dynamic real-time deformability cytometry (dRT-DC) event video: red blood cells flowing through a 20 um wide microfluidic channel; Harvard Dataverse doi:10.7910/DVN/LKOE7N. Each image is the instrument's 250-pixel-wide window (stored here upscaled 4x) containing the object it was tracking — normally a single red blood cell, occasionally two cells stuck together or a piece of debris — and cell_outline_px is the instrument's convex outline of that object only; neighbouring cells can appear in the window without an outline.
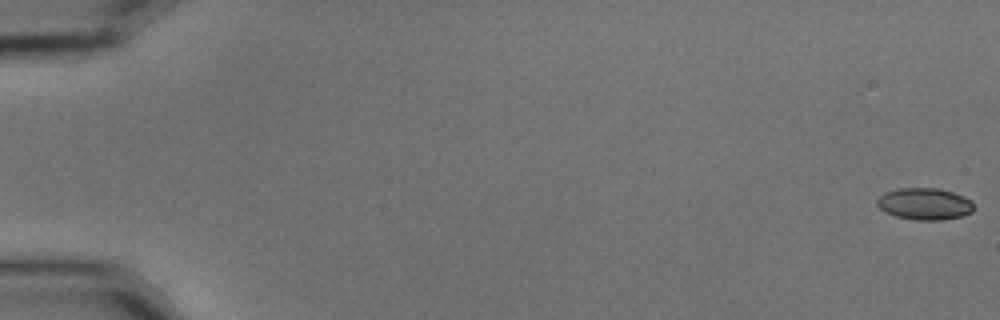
{"species": "common noctule bat (a hibernating species)", "species_latin": "Nyctalus noctula", "temperature_condition": "cold", "stored_images_in_passage": 58, "camera_frame_rate_fps": 3000, "um_per_image_px": 0.085, "animal": {"sex": "male", "body_mass_g": 15.6}, "frame": {"image": 1, "passage_image": 1, "time_ms": 0.0, "image_size_px": [1000, 320], "cell_outline_px": [[972, 212], [964, 216], [944, 220], [912, 220], [896, 216], [880, 208], [876, 204], [876, 200], [884, 192], [900, 188], [940, 188], [964, 196], [972, 200]], "centroid_in_image_um": [78.61, 17.33], "position_along_channel_um": 6.4, "area_um2": 18.03}}
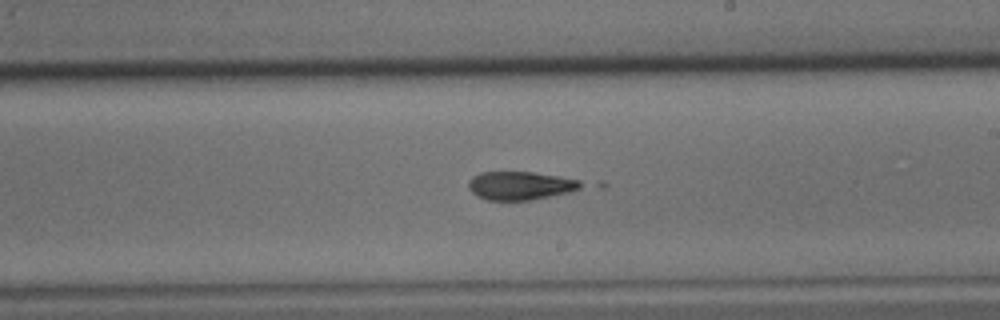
{"frame": {"image": 2, "passage_image": 35, "time_ms": 11.333, "image_size_px": [1000, 320], "cell_outline_px": [[608, 184], [604, 188], [532, 200], [484, 200], [476, 196], [468, 188], [468, 180], [472, 176], [480, 172], [532, 172], [600, 180]], "centroid_in_image_um": [44.87, 15.77], "position_along_channel_um": 244.1, "area_um2": 21.39}}
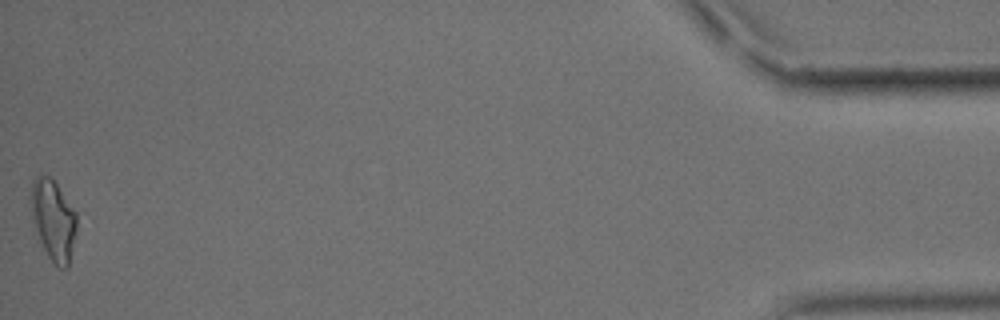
{"frame": {"image": 3, "passage_image": 58, "time_ms": 19.0, "image_size_px": [1000, 320], "cell_outline_px": [[76, 232], [68, 268], [60, 268], [48, 256], [40, 240], [32, 216], [32, 180], [40, 172], [48, 176], [56, 184], [76, 212]], "centroid_in_image_um": [4.55, 18.68], "position_along_channel_um": 430.7, "area_um2": 20.92}, "authors_computed_cell_mechanics": {"area_um2": 19.1318, "velocity_mm_per_s": 3.5765, "shape_relaxation_time_tau1_ms": null, "shape_relaxation_time_tau2_ms": 2.0782, "deformation_change_tau1": null, "deformation_change_tau2": 0.096}}